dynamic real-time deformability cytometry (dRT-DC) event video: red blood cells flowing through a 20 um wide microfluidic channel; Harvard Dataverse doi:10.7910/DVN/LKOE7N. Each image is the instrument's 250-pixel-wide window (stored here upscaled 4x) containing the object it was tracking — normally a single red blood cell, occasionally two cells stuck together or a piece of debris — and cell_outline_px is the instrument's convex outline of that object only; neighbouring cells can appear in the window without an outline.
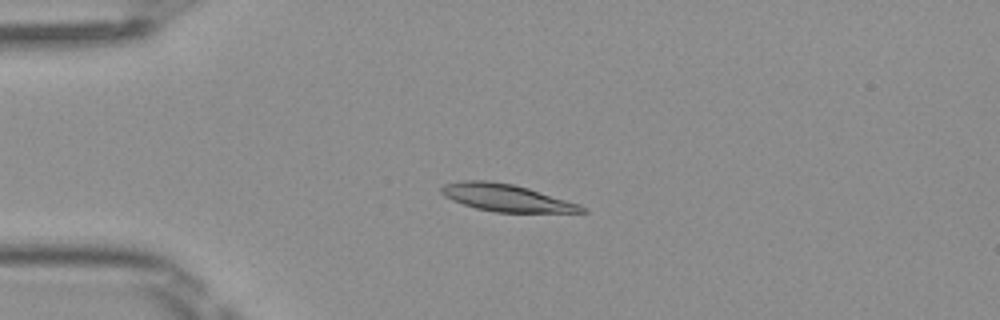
{"species": "Egyptian fruit bat (a non-hibernating species)", "species_latin": "Rousettus aegyptiacus", "temperature_condition": "room temperature", "stored_images_in_passage": 5, "camera_frame_rate_fps": 3000, "um_per_image_px": 0.085, "frame": {"image": 1, "passage_image": 4, "time_ms": 1.0, "image_size_px": [1000, 320], "cell_outline_px": [[588, 212], [496, 212], [476, 208], [452, 200], [444, 196], [440, 192], [440, 188], [444, 184], [464, 180], [488, 180], [512, 184], [528, 188], [580, 204], [588, 208]], "centroid_in_image_um": [43.04, 16.8], "position_along_channel_um": 42.0, "area_um2": 22.2}}